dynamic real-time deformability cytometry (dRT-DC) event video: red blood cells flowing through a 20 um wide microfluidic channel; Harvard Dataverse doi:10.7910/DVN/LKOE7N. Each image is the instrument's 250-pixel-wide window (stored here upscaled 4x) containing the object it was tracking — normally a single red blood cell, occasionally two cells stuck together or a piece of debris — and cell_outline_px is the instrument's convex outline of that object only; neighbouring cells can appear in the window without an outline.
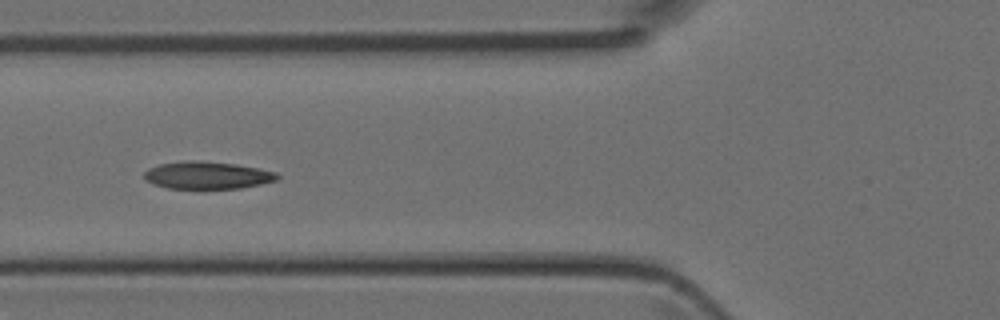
{"species": "Egyptian fruit bat (a non-hibernating species)", "species_latin": "Rousettus aegyptiacus", "temperature_condition": "room temperature", "stored_images_in_passage": 5, "camera_frame_rate_fps": 3000, "um_per_image_px": 0.085, "animal": {"sex": "female"}, "frame": {"image": 1, "passage_image": 5, "time_ms": 1.333, "image_size_px": [1000, 320], "cell_outline_px": [[280, 176], [276, 180], [260, 184], [240, 188], [168, 188], [152, 184], [144, 176], [144, 172], [148, 168], [160, 164], [188, 160], [192, 160], [236, 164], [260, 168], [276, 172]], "centroid_in_image_um": [17.63, 14.89], "position_along_channel_um": 108.2, "area_um2": 21.1}}